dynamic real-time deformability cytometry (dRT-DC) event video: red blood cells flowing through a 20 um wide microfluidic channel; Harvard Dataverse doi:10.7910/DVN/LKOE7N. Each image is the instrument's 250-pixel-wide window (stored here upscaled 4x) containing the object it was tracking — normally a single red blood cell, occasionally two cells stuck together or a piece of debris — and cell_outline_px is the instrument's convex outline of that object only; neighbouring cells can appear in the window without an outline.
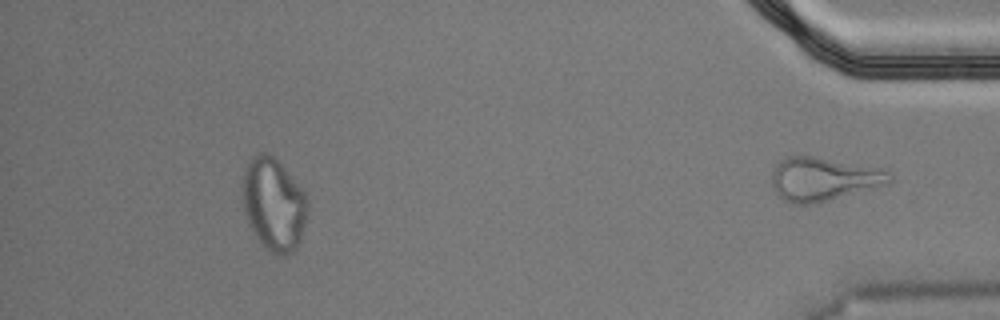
{"species": "Egyptian fruit bat (a non-hibernating species)", "species_latin": "Rousettus aegyptiacus", "temperature_condition": "cold", "stored_images_in_passage": 51, "segment_of_instrument_passage": [2, 2], "camera_frame_rate_fps": 3000, "um_per_image_px": 0.085, "animal": {"sex": "male"}, "frame": {"image": 1, "passage_image": 51, "time_ms": 16.667, "image_size_px": [1000, 320], "cell_outline_px": [[892, 180], [888, 184], [808, 204], [792, 204], [784, 200], [776, 192], [772, 184], [772, 172], [776, 164], [784, 156], [812, 156], [884, 168], [892, 176]], "centroid_in_image_um": [69.98, 15.19], "position_along_channel_um": 365.2, "area_um2": 29.54}}